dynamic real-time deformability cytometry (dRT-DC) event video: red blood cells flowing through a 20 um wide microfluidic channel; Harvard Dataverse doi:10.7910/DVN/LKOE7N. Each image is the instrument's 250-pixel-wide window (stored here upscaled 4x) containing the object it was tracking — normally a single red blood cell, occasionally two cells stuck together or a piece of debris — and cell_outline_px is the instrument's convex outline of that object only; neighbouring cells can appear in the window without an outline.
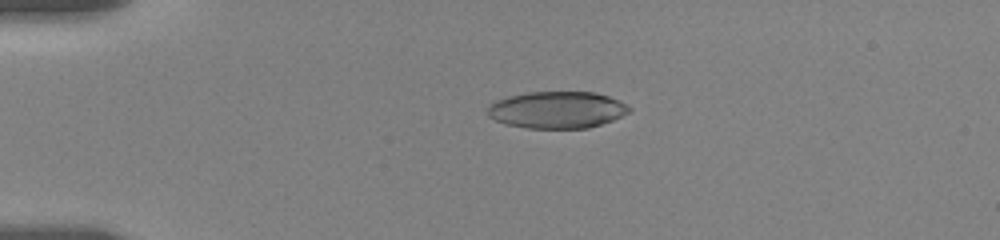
{"species": "human", "species_latin": "Homo sapiens", "temperature_condition": "room temperature", "stored_images_in_passage": 39, "camera_frame_rate_fps": 3000, "um_per_image_px": 0.085, "donor": {"sex": "female"}, "frame": {"image": 1, "passage_image": 8, "time_ms": 4.0, "image_size_px": [1000, 240], "cell_outline_px": [[632, 108], [628, 112], [612, 120], [588, 128], [528, 128], [508, 124], [496, 120], [488, 116], [488, 108], [496, 100], [508, 96], [528, 92], [592, 92], [608, 96], [620, 100]], "centroid_in_image_um": [47.36, 9.33], "position_along_channel_um": 37.6, "area_um2": 30.17}}
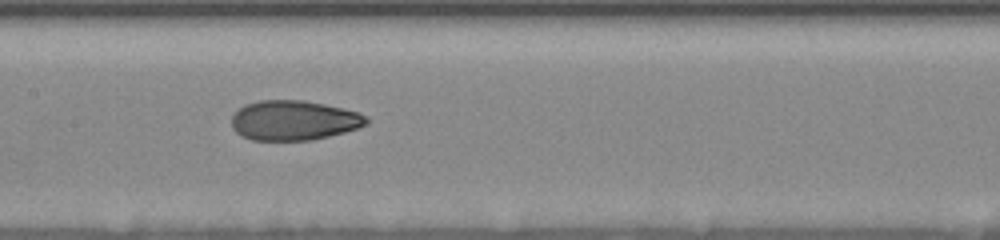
{"frame": {"image": 2, "passage_image": 19, "time_ms": 9.333, "image_size_px": [1000, 240], "cell_outline_px": [[368, 124], [344, 132], [312, 140], [252, 140], [236, 132], [232, 128], [232, 116], [244, 104], [260, 100], [304, 100], [324, 104], [360, 112], [368, 120]], "centroid_in_image_um": [24.97, 10.22], "position_along_channel_um": 182.4, "area_um2": 31.15}}
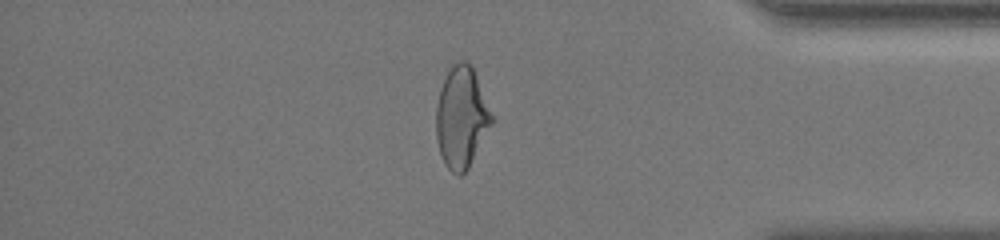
{"frame": {"image": 3, "passage_image": 33, "time_ms": 16.0, "image_size_px": [1000, 240], "cell_outline_px": [[492, 124], [468, 168], [460, 176], [452, 172], [444, 164], [440, 152], [436, 136], [436, 108], [440, 88], [452, 64], [460, 60], [464, 60], [472, 64], [492, 116]], "centroid_in_image_um": [39.21, 9.96], "position_along_channel_um": 396.0, "area_um2": 32.43}, "authors_computed_cell_mechanics": {"area_um2": 32.1368, "velocity_mm_per_s": 3.5257, "shape_relaxation_time_tau1_ms": 5.6392, "shape_relaxation_time_tau2_ms": 1.5106, "deformation_change_tau1": 0.1701, "deformation_change_tau2": 0.0693}}